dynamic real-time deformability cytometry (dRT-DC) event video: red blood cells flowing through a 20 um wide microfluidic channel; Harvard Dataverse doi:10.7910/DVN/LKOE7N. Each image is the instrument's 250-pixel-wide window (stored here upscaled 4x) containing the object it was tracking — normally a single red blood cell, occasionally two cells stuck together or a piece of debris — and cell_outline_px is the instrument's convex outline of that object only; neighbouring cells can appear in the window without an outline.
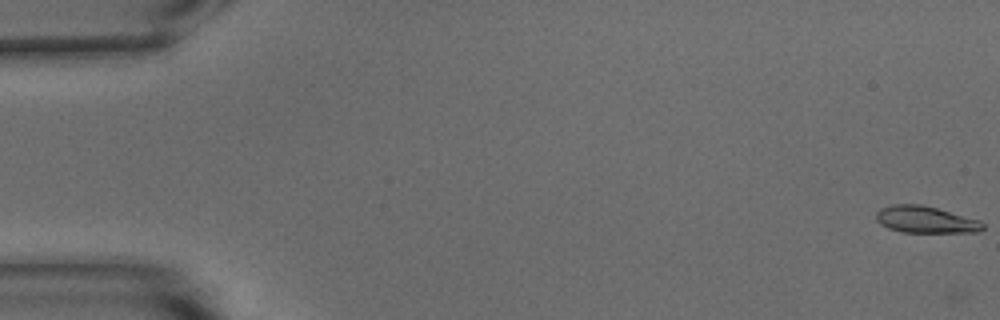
{"species": "common noctule bat (a hibernating species)", "species_latin": "Nyctalus noctula", "temperature_condition": "warm", "stored_images_in_passage": 5, "camera_frame_rate_fps": 3000, "um_per_image_px": 0.085, "animal": {"sex": "male", "body_mass_g": 15.6}, "frame": {"image": 1, "passage_image": 1, "time_ms": 0.0, "image_size_px": [1000, 320], "cell_outline_px": [[984, 228], [980, 232], [900, 232], [888, 228], [880, 224], [876, 220], [876, 212], [880, 208], [892, 204], [920, 204], [936, 208], [980, 220], [984, 224]], "centroid_in_image_um": [78.65, 18.67], "position_along_channel_um": 6.3, "area_um2": 16.7}}